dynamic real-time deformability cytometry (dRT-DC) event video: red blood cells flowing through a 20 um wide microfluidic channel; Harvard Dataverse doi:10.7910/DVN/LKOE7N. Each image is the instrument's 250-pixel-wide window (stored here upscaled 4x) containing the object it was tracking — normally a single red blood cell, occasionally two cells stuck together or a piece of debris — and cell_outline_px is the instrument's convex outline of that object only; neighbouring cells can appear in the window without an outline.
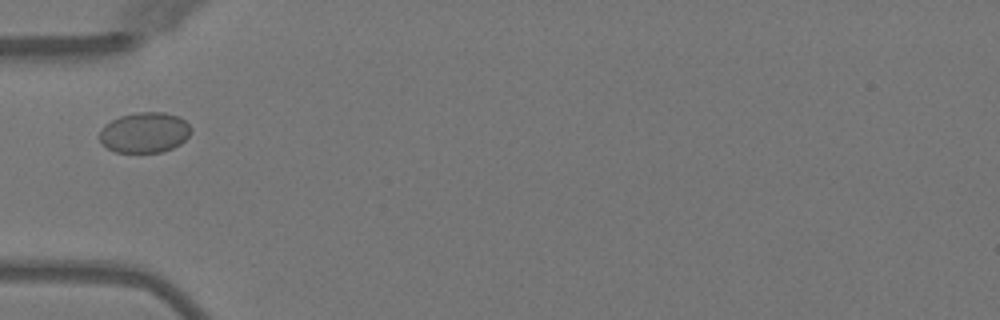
{"species": "Egyptian fruit bat (a non-hibernating species)", "species_latin": "Rousettus aegyptiacus", "temperature_condition": "warm", "stored_images_in_passage": 1, "camera_frame_rate_fps": 3000, "um_per_image_px": 0.085, "animal": {"sex": "female"}, "frame": {"image": 1, "passage_image": 1, "time_ms": 0.0, "image_size_px": [1000, 320], "cell_outline_px": [[192, 132], [180, 144], [172, 148], [160, 152], [116, 152], [108, 148], [100, 140], [100, 132], [104, 124], [120, 116], [136, 112], [164, 112], [180, 116], [192, 128]], "centroid_in_image_um": [12.31, 11.25], "position_along_channel_um": 72.7, "area_um2": 21.56}}